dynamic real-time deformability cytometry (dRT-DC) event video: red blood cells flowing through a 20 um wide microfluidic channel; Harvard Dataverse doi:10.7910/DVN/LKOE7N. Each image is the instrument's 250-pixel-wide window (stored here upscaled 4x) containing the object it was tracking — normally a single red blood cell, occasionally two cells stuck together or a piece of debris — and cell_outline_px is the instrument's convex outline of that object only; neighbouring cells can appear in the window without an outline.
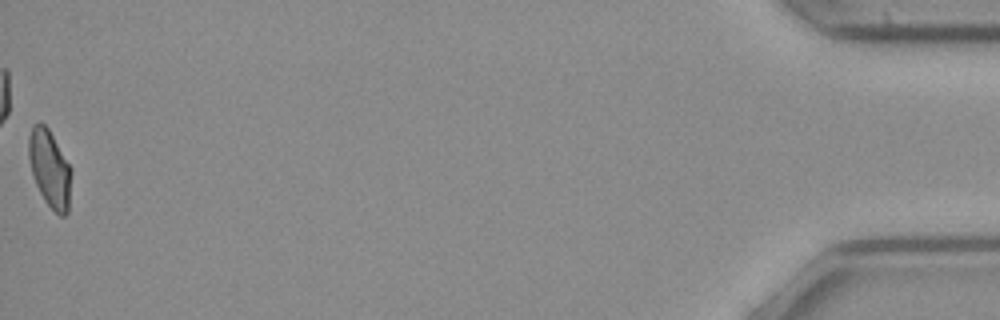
{"species": "common noctule bat (a hibernating species)", "species_latin": "Nyctalus noctula", "temperature_condition": "cold", "stored_images_in_passage": 50, "camera_frame_rate_fps": 3000, "um_per_image_px": 0.085, "animal": {"sex": "female", "body_mass_g": 21.9}, "frame": {"image": 1, "passage_image": 50, "time_ms": 16.333, "image_size_px": [1000, 320], "cell_outline_px": [[72, 172], [68, 212], [64, 216], [60, 216], [44, 200], [36, 184], [32, 172], [28, 156], [28, 140], [32, 124], [44, 124], [48, 128], [72, 168]], "centroid_in_image_um": [4.24, 14.34], "position_along_channel_um": 431.0, "area_um2": 19.13}, "authors_computed_cell_mechanics": {"area_um2": 20.4034, "velocity_mm_per_s": 4.0015, "shape_relaxation_time_tau1_ms": null, "shape_relaxation_time_tau2_ms": 7.7033, "deformation_change_tau1": null, "deformation_change_tau2": 0.0947}}